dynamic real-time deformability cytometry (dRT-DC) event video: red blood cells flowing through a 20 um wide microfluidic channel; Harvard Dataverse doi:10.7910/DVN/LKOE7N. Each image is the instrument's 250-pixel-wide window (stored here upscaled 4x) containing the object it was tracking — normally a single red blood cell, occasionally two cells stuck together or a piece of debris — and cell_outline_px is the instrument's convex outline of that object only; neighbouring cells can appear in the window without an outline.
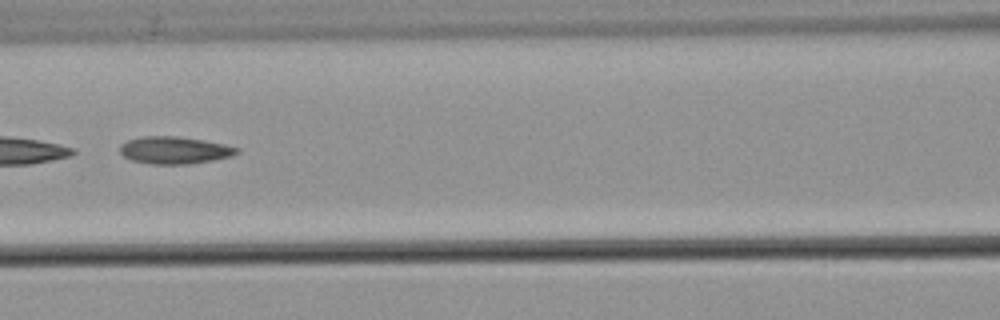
{"species": "common noctule bat (a hibernating species)", "species_latin": "Nyctalus noctula", "temperature_condition": "warm", "stored_images_in_passage": 6, "camera_frame_rate_fps": 3000, "um_per_image_px": 0.085, "animal": {"sex": "male", "body_mass_g": 21.5, "forearm_length_mm": 52.0}, "frame": {"image": 1, "passage_image": 5, "time_ms": 5.0, "image_size_px": [1000, 320], "cell_outline_px": [[240, 152], [232, 156], [212, 160], [188, 164], [152, 164], [132, 160], [124, 156], [120, 152], [120, 144], [128, 140], [140, 136], [180, 136], [204, 140], [224, 144], [240, 148]], "centroid_in_image_um": [14.84, 12.76], "position_along_channel_um": 151.8, "area_um2": 18.67}}